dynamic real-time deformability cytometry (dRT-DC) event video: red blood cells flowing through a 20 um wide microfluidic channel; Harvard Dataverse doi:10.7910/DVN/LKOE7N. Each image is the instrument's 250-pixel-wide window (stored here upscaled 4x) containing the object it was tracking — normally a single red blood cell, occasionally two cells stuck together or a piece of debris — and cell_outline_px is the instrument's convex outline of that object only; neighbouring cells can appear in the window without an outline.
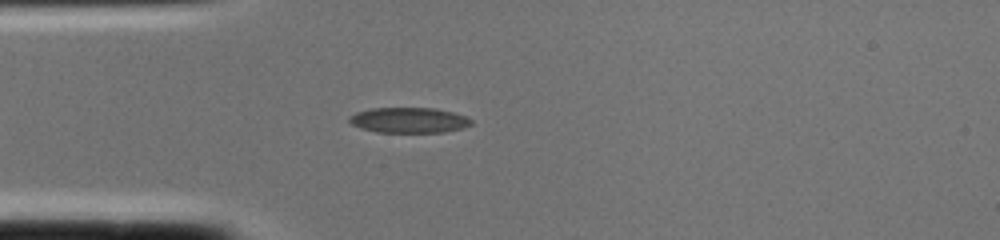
{"species": "common noctule bat (a hibernating species)", "species_latin": "Nyctalus noctula", "temperature_condition": "cold", "stored_images_in_passage": 1, "camera_frame_rate_fps": 3000, "um_per_image_px": 0.085, "animal": {"sex": "female", "body_mass_g": 22.0, "forearm_length_mm": 56.7}, "frame": {"image": 1, "passage_image": 1, "time_ms": 0.0, "image_size_px": [1000, 240], "cell_outline_px": [[472, 124], [460, 128], [444, 132], [376, 132], [360, 128], [352, 124], [348, 120], [348, 116], [356, 112], [372, 108], [436, 108], [452, 112], [464, 116], [472, 120]], "centroid_in_image_um": [34.71, 10.21], "position_along_channel_um": 50.3, "area_um2": 17.98}}